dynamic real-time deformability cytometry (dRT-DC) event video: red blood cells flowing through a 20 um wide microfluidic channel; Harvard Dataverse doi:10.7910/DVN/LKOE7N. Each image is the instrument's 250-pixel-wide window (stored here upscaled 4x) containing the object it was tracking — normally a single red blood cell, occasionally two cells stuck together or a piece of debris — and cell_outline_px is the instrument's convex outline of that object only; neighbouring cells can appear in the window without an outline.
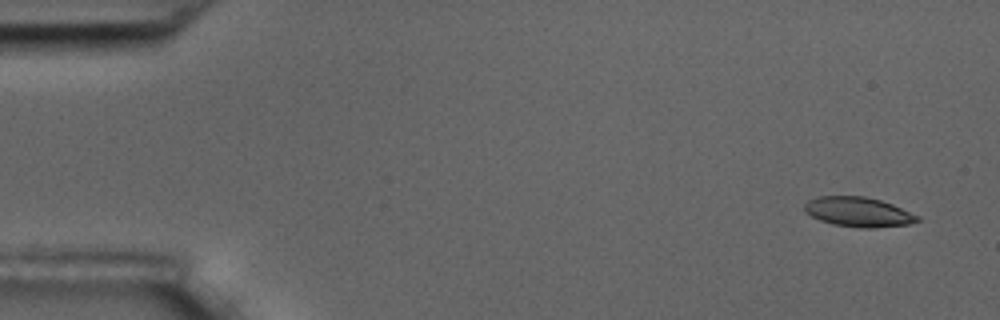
{"species": "common noctule bat (a hibernating species)", "species_latin": "Nyctalus noctula", "temperature_condition": "room temperature", "stored_images_in_passage": 4, "camera_frame_rate_fps": 3000, "um_per_image_px": 0.085, "animal": {"sex": "male", "body_mass_g": 17.5, "forearm_length_mm": 52.3}, "frame": {"image": 1, "passage_image": 1, "time_ms": 0.0, "image_size_px": [1000, 320], "cell_outline_px": [[920, 220], [908, 224], [872, 228], [860, 228], [832, 224], [820, 220], [804, 212], [804, 204], [808, 200], [816, 196], [864, 196], [880, 200], [892, 204], [920, 216]], "centroid_in_image_um": [72.93, 18.01], "position_along_channel_um": 12.1, "area_um2": 19.59}}